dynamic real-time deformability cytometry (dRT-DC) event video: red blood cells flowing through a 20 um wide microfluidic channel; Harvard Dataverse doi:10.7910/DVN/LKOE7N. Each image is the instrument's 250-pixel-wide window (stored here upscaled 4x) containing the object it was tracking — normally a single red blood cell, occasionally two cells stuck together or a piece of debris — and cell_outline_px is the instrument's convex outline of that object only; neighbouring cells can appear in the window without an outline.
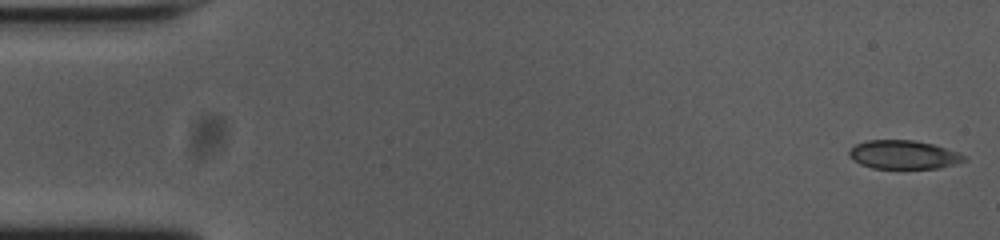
{"species": "common noctule bat (a hibernating species)", "species_latin": "Nyctalus noctula", "temperature_condition": "cold", "stored_images_in_passage": 54, "camera_frame_rate_fps": 3000, "um_per_image_px": 0.085, "animal": {"sex": "female", "body_mass_g": 23.0, "forearm_length_mm": 53.4}, "frame": {"image": 1, "passage_image": 1, "time_ms": 0.0, "image_size_px": [1000, 240], "cell_outline_px": [[968, 160], [956, 164], [940, 168], [872, 168], [860, 164], [852, 160], [848, 156], [848, 152], [856, 144], [868, 140], [916, 140], [932, 144], [960, 152]], "centroid_in_image_um": [76.82, 13.15], "position_along_channel_um": 8.2, "area_um2": 19.31}}
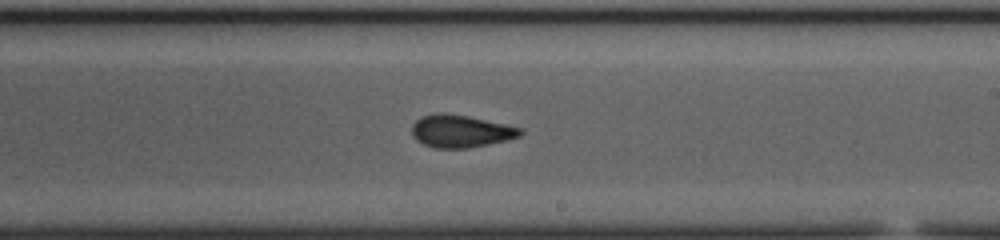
{"frame": {"image": 2, "passage_image": 31, "time_ms": 10.0, "image_size_px": [1000, 240], "cell_outline_px": [[524, 132], [520, 136], [488, 144], [468, 148], [436, 148], [424, 144], [416, 140], [412, 136], [412, 124], [420, 116], [436, 112], [444, 112], [468, 116], [524, 128]], "centroid_in_image_um": [39.14, 11.13], "position_along_channel_um": 249.9, "area_um2": 20.69}}
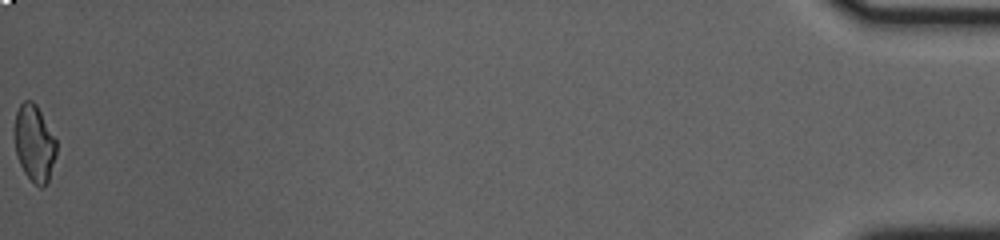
{"frame": {"image": 3, "passage_image": 54, "time_ms": 17.667, "image_size_px": [1000, 240], "cell_outline_px": [[56, 156], [48, 184], [40, 188], [24, 172], [20, 164], [16, 152], [16, 112], [20, 104], [24, 100], [32, 100], [36, 104], [56, 140]], "centroid_in_image_um": [2.95, 12.2], "position_along_channel_um": 432.3, "area_um2": 18.38}, "authors_computed_cell_mechanics": {"area_um2": 20.1144, "velocity_mm_per_s": 3.7509, "shape_relaxation_time_tau1_ms": 5.5154, "shape_relaxation_time_tau2_ms": 1.6698, "deformation_change_tau1": 0.1237, "deformation_change_tau2": 0.072}}